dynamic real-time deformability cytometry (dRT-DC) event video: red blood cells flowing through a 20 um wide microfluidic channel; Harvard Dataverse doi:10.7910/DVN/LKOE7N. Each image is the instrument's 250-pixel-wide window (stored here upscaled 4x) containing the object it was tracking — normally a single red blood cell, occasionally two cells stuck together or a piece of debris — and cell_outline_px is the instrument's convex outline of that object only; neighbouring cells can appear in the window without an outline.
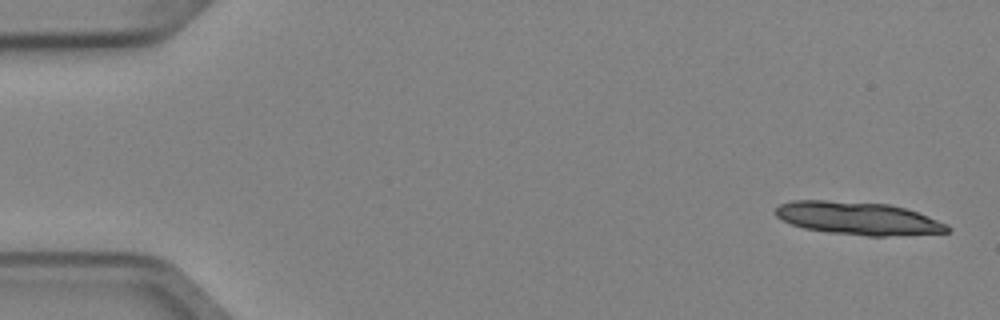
{"species": "Egyptian fruit bat (a non-hibernating species)", "species_latin": "Rousettus aegyptiacus", "temperature_condition": "cold", "stored_images_in_passage": 5, "camera_frame_rate_fps": 3000, "um_per_image_px": 0.085, "animal": {"sex": "female"}, "frame": {"image": 1, "passage_image": 1, "time_ms": 0.0, "image_size_px": [1000, 320], "cell_outline_px": [[952, 228], [948, 232], [884, 236], [868, 236], [828, 232], [804, 228], [792, 224], [776, 216], [772, 212], [780, 204], [792, 200], [828, 200], [888, 204], [904, 208], [916, 212], [948, 224]], "centroid_in_image_um": [72.91, 18.55], "position_along_channel_um": 12.1, "area_um2": 32.77}}